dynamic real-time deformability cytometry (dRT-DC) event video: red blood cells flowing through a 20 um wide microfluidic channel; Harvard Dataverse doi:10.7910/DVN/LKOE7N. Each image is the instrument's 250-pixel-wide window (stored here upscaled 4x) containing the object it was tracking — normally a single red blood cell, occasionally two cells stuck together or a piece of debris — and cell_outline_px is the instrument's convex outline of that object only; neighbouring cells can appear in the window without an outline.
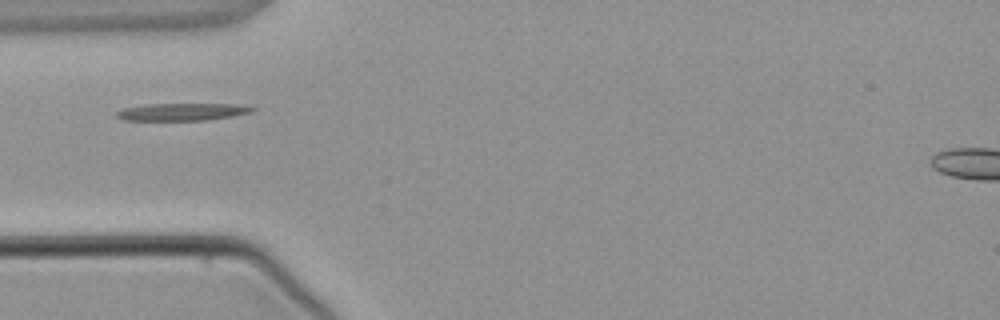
{"species": "common noctule bat (a hibernating species)", "species_latin": "Nyctalus noctula", "temperature_condition": "warm", "stored_images_in_passage": 1, "camera_frame_rate_fps": 3000, "um_per_image_px": 0.085, "animal": {"sex": "male", "body_mass_g": 21.5, "forearm_length_mm": 52.0}, "frame": {"image": 1, "passage_image": 1, "time_ms": 0.0, "image_size_px": [1000, 320], "cell_outline_px": [[256, 108], [252, 112], [232, 116], [204, 120], [120, 120], [116, 116], [116, 112], [124, 108], [148, 104], [232, 104]], "centroid_in_image_um": [15.43, 9.51], "position_along_channel_um": 69.6, "area_um2": 13.53}}